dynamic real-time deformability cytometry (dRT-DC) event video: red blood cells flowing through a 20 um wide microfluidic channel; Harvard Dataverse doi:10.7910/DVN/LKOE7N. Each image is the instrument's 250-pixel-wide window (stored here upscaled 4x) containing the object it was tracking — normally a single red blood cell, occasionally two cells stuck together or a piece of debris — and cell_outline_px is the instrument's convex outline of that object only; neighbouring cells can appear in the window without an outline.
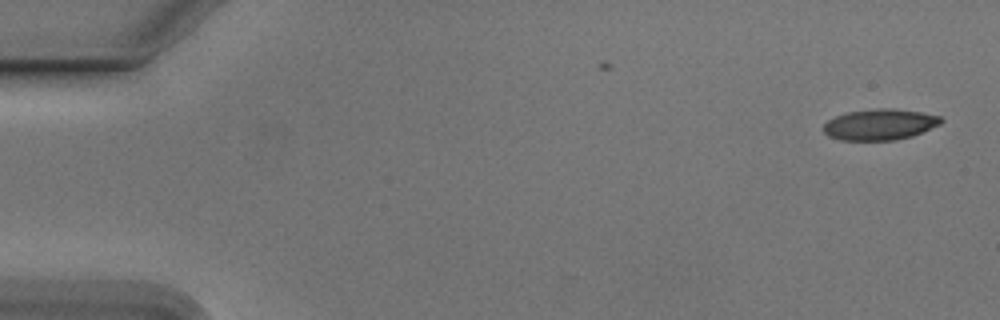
{"species": "Egyptian fruit bat (a non-hibernating species)", "species_latin": "Rousettus aegyptiacus", "temperature_condition": "cold", "stored_images_in_passage": 7, "camera_frame_rate_fps": 3000, "um_per_image_px": 0.085, "animal": {"sex": "male"}, "frame": {"image": 1, "passage_image": 1, "time_ms": 0.0, "image_size_px": [1000, 320], "cell_outline_px": [[944, 120], [940, 124], [912, 136], [896, 140], [840, 140], [828, 136], [824, 132], [824, 124], [828, 120], [836, 116], [848, 112], [876, 108], [892, 108], [920, 112], [940, 116]], "centroid_in_image_um": [74.78, 10.58], "position_along_channel_um": 10.2, "area_um2": 21.15}}